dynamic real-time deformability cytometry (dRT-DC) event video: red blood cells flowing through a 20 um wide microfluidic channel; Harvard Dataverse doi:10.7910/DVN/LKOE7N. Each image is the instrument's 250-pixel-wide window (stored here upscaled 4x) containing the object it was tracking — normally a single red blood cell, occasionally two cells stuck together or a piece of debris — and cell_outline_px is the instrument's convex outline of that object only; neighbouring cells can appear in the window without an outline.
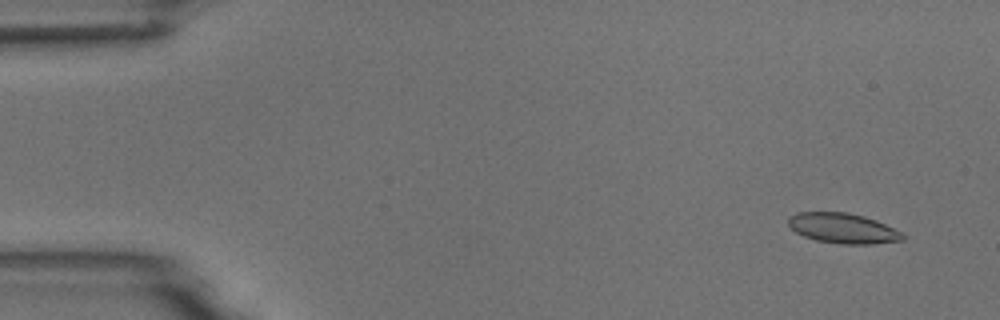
{"species": "common noctule bat (a hibernating species)", "species_latin": "Nyctalus noctula", "temperature_condition": "room temperature", "stored_images_in_passage": 4, "camera_frame_rate_fps": 3000, "um_per_image_px": 0.085, "animal": {"sex": "male", "body_mass_g": 18.8}, "frame": {"image": 1, "passage_image": 1, "time_ms": 0.0, "image_size_px": [1000, 320], "cell_outline_px": [[908, 236], [904, 240], [876, 244], [840, 244], [816, 240], [804, 236], [796, 232], [788, 224], [788, 216], [796, 212], [848, 212], [864, 216], [876, 220], [904, 232]], "centroid_in_image_um": [71.71, 19.4], "position_along_channel_um": 13.3, "area_um2": 20.46}}